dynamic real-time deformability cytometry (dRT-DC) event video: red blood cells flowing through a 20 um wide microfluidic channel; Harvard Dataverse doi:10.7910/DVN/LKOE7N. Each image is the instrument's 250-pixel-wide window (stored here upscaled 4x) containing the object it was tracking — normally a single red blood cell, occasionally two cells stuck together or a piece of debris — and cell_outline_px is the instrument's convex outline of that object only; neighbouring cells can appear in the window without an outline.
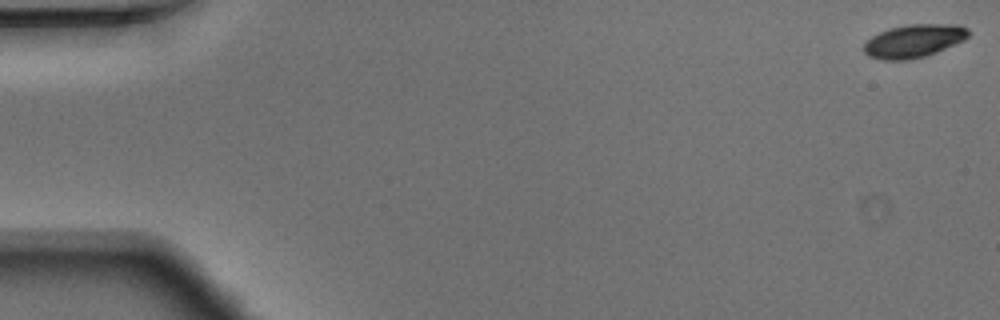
{"species": "Egyptian fruit bat (a non-hibernating species)", "species_latin": "Rousettus aegyptiacus", "temperature_condition": "warm", "stored_images_in_passage": 49, "camera_frame_rate_fps": 3000, "um_per_image_px": 0.085, "animal": {"sex": "male"}, "frame": {"image": 1, "passage_image": 1, "time_ms": 0.0, "image_size_px": [1000, 320], "cell_outline_px": [[972, 32], [964, 40], [936, 52], [924, 56], [908, 60], [880, 60], [868, 56], [864, 52], [864, 44], [872, 36], [888, 28], [908, 24], [960, 24], [968, 28]], "centroid_in_image_um": [77.69, 3.47], "position_along_channel_um": 7.3, "area_um2": 20.35}}
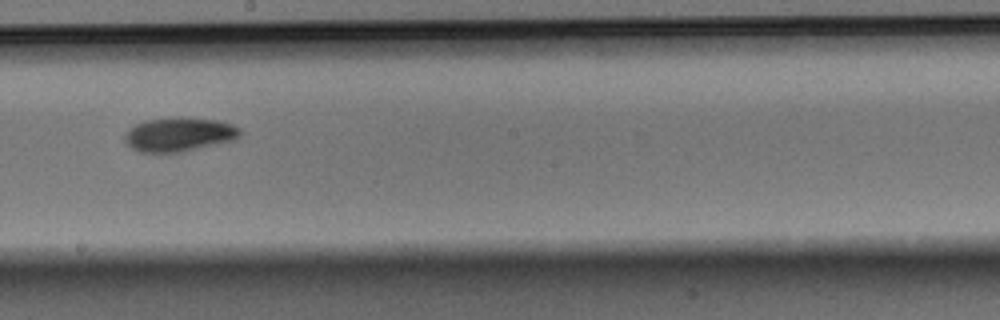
{"frame": {"image": 2, "passage_image": 28, "time_ms": 9.0, "image_size_px": [1000, 320], "cell_outline_px": [[240, 136], [232, 140], [168, 156], [140, 152], [132, 148], [124, 140], [124, 132], [128, 128], [144, 120], [172, 116], [216, 120], [232, 124], [240, 128]], "centroid_in_image_um": [15.14, 11.46], "position_along_channel_um": 233.1, "area_um2": 23.7}}
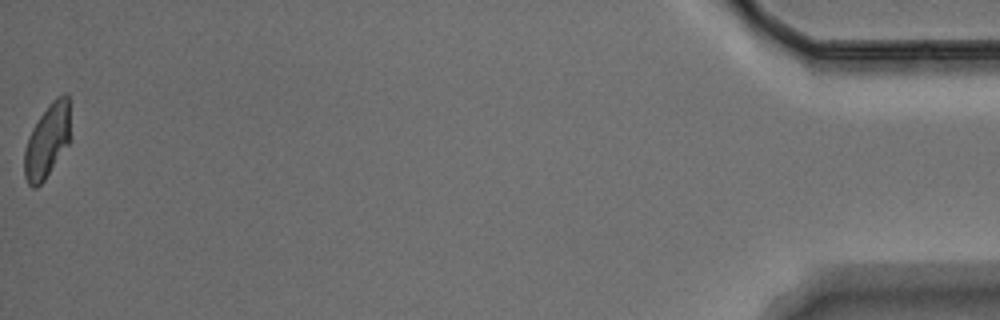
{"frame": {"image": 3, "passage_image": 49, "time_ms": 16.0, "image_size_px": [1000, 320], "cell_outline_px": [[68, 144], [44, 180], [36, 188], [32, 188], [28, 184], [24, 176], [24, 148], [28, 136], [32, 128], [48, 104], [56, 96], [64, 92], [68, 92]], "centroid_in_image_um": [3.97, 11.97], "position_along_channel_um": 431.2, "area_um2": 19.54}}